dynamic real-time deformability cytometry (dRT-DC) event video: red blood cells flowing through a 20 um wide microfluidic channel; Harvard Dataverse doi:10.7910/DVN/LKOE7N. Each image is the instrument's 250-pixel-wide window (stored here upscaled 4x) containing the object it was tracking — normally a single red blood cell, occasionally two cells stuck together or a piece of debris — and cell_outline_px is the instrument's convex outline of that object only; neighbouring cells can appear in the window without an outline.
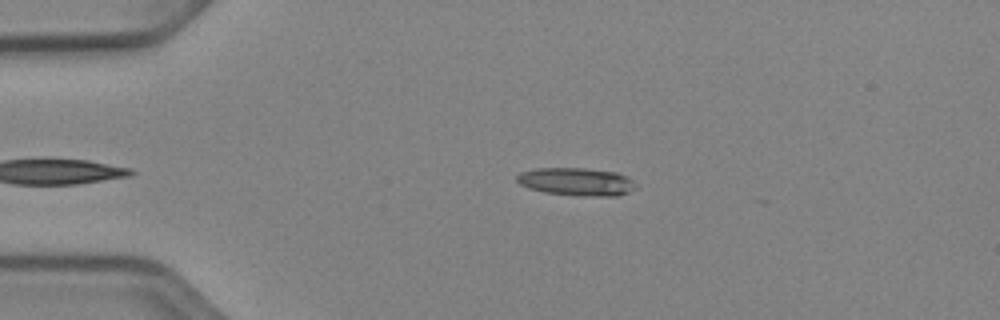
{"species": "Egyptian fruit bat (a non-hibernating species)", "species_latin": "Rousettus aegyptiacus", "temperature_condition": "cold", "stored_images_in_passage": 38, "camera_frame_rate_fps": 3000, "um_per_image_px": 0.085, "animal": {"sex": "female"}, "frame": {"image": 1, "passage_image": 3, "time_ms": 0.667, "image_size_px": [1000, 320], "cell_outline_px": [[636, 188], [620, 196], [580, 196], [544, 192], [528, 188], [520, 184], [516, 180], [516, 176], [520, 172], [536, 168], [584, 168], [616, 172], [632, 180], [636, 184]], "centroid_in_image_um": [48.99, 15.45], "position_along_channel_um": 36.0, "area_um2": 19.42}}
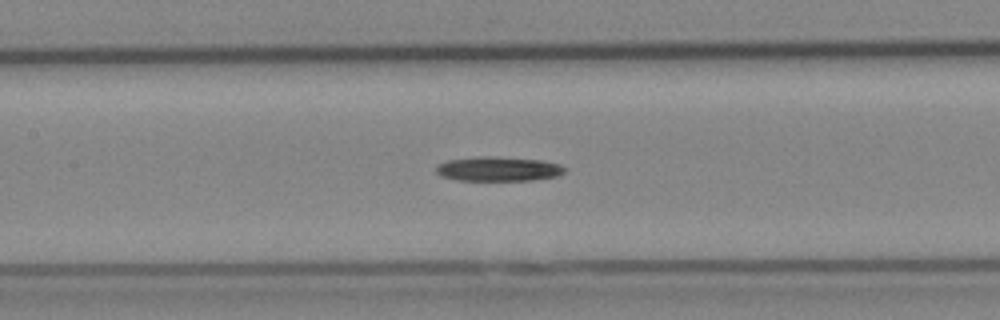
{"frame": {"image": 2, "passage_image": 16, "time_ms": 5.0, "image_size_px": [1000, 320], "cell_outline_px": [[564, 172], [556, 176], [532, 180], [456, 180], [440, 176], [436, 172], [436, 168], [440, 164], [448, 160], [476, 156], [500, 156], [540, 160], [560, 164], [564, 168]], "centroid_in_image_um": [42.33, 14.35], "position_along_channel_um": 165.1, "area_um2": 18.32}}
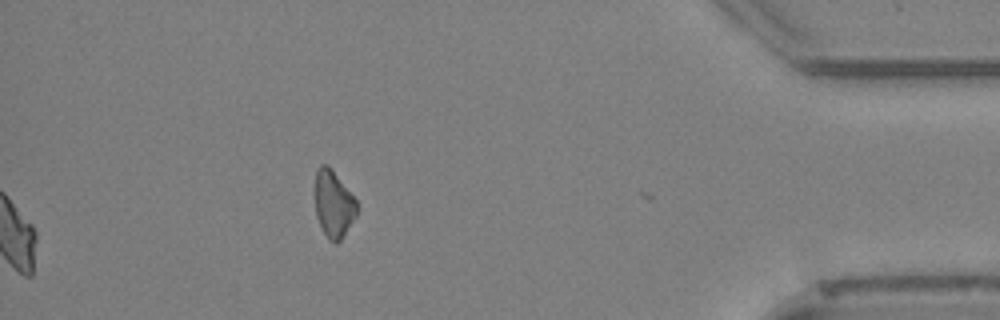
{"frame": {"image": 3, "passage_image": 38, "time_ms": 12.333, "image_size_px": [1000, 320], "cell_outline_px": [[360, 204], [356, 216], [340, 240], [336, 244], [328, 240], [316, 216], [316, 168], [320, 164], [328, 164]], "centroid_in_image_um": [28.38, 17.33], "position_along_channel_um": 406.8, "area_um2": 16.36}, "authors_computed_cell_mechanics": {"area_um2": 18.6116, "velocity_mm_per_s": 3.9274, "shape_relaxation_time_tau1_ms": 5.64, "shape_relaxation_time_tau2_ms": null, "deformation_change_tau1": 0.1515, "deformation_change_tau2": null}}